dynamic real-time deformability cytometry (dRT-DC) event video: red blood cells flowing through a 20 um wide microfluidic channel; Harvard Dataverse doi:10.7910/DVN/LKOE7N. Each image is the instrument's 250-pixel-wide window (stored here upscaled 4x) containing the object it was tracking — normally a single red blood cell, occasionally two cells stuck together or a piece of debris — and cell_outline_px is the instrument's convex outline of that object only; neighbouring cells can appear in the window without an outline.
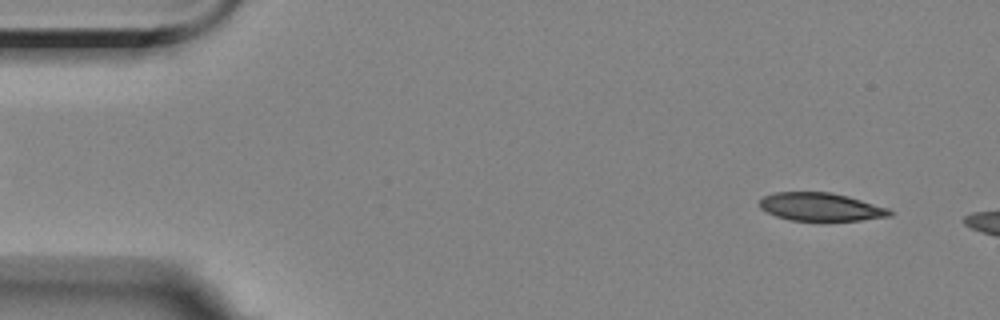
{"species": "Egyptian fruit bat (a non-hibernating species)", "species_latin": "Rousettus aegyptiacus", "temperature_condition": "room temperature", "stored_images_in_passage": 3, "camera_frame_rate_fps": 3000, "um_per_image_px": 0.085, "animal": {"sex": "female"}, "frame": {"image": 1, "passage_image": 1, "time_ms": 0.0, "image_size_px": [1000, 320], "cell_outline_px": [[896, 212], [892, 216], [860, 220], [792, 220], [776, 216], [760, 208], [760, 200], [764, 196], [776, 192], [832, 192], [848, 196], [888, 208]], "centroid_in_image_um": [69.8, 17.58], "position_along_channel_um": 15.2, "area_um2": 21.21}}